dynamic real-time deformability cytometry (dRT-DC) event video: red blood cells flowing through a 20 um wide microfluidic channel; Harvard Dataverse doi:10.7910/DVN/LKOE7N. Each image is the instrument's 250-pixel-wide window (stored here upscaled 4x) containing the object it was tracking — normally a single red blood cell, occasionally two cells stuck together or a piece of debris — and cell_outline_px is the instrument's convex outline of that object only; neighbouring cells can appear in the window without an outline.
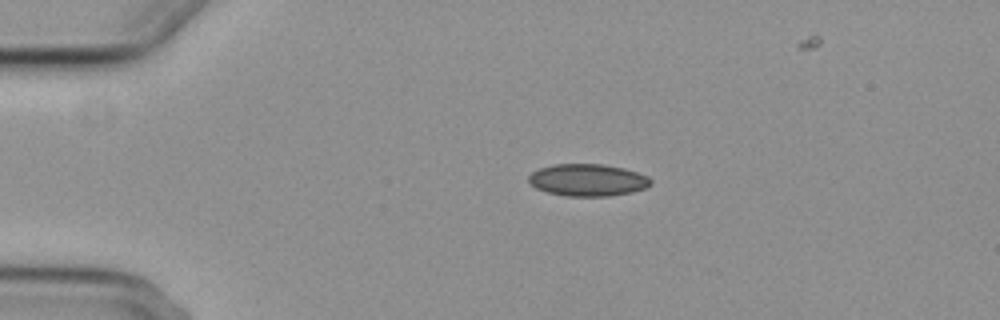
{"species": "common noctule bat (a hibernating species)", "species_latin": "Nyctalus noctula", "temperature_condition": "cold", "stored_images_in_passage": 4, "camera_frame_rate_fps": 3000, "um_per_image_px": 0.085, "animal": {"sex": "female", "body_mass_g": 29.2, "forearm_length_mm": 56.3}, "frame": {"image": 1, "passage_image": 1, "time_ms": 0.0, "image_size_px": [1000, 320], "cell_outline_px": [[652, 184], [648, 188], [632, 192], [608, 196], [564, 196], [548, 192], [536, 188], [528, 180], [528, 176], [532, 172], [540, 168], [552, 164], [604, 164], [624, 168], [648, 176], [652, 180]], "centroid_in_image_um": [49.98, 15.3], "position_along_channel_um": 35.0, "area_um2": 23.0}}
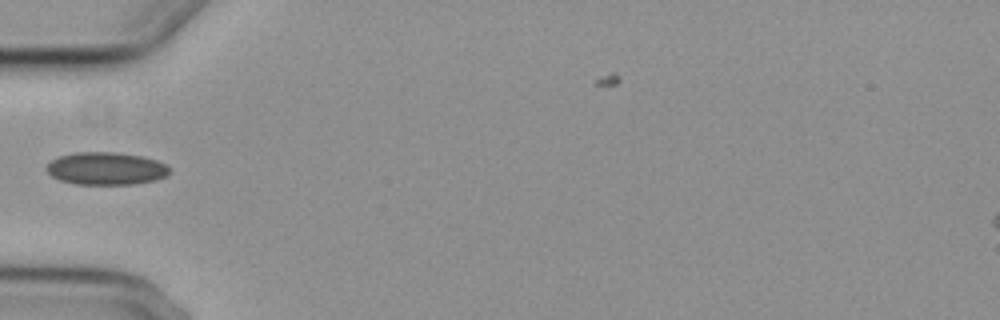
{"frame": {"image": 2, "passage_image": 3, "time_ms": 2.333, "image_size_px": [1000, 320], "cell_outline_px": [[168, 172], [164, 176], [156, 180], [136, 184], [76, 184], [60, 180], [52, 176], [44, 168], [52, 160], [60, 156], [76, 152], [116, 152], [140, 156], [156, 160], [164, 164], [168, 168]], "centroid_in_image_um": [8.98, 14.32], "position_along_channel_um": 76.0, "area_um2": 23.18}}